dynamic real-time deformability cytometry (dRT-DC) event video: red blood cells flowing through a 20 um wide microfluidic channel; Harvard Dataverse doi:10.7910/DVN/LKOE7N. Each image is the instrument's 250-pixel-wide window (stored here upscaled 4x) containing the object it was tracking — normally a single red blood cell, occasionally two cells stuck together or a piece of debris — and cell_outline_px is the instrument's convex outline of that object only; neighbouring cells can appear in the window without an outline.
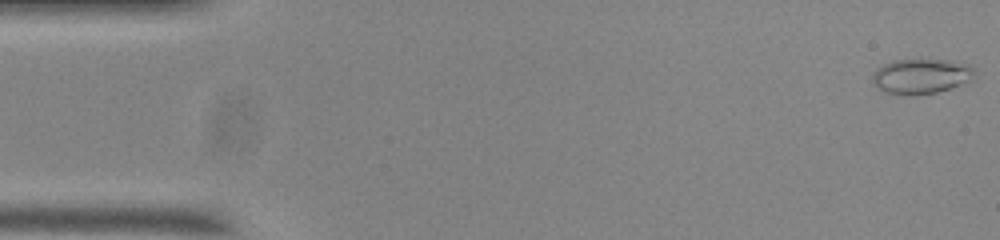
{"species": "common noctule bat (a hibernating species)", "species_latin": "Nyctalus noctula", "temperature_condition": "room temperature", "stored_images_in_passage": 54, "camera_frame_rate_fps": 3000, "um_per_image_px": 0.085, "animal": {"sex": "male", "body_mass_g": 20.0, "forearm_length_mm": 53.3}, "frame": {"image": 1, "passage_image": 1, "time_ms": 0.0, "image_size_px": [1000, 240], "cell_outline_px": [[972, 72], [968, 80], [960, 84], [936, 92], [908, 96], [900, 96], [884, 92], [872, 84], [872, 76], [876, 68], [892, 60], [948, 60], [968, 64], [972, 68]], "centroid_in_image_um": [78.17, 6.49], "position_along_channel_um": 6.8, "area_um2": 20.63}}
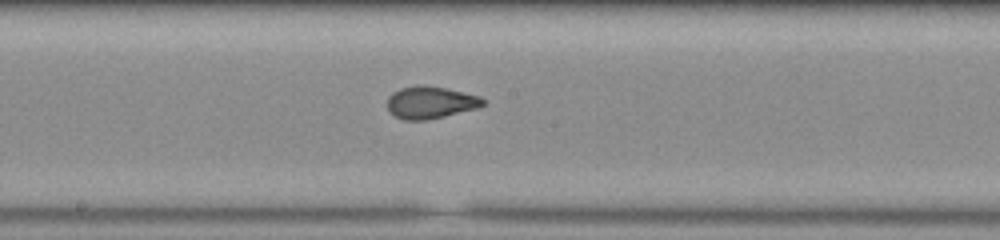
{"frame": {"image": 2, "passage_image": 28, "time_ms": 9.0, "image_size_px": [1000, 240], "cell_outline_px": [[484, 104], [480, 108], [428, 120], [404, 120], [388, 112], [388, 96], [392, 92], [400, 88], [420, 84], [448, 88], [480, 96], [484, 100]], "centroid_in_image_um": [36.6, 8.7], "position_along_channel_um": 211.6, "area_um2": 18.26}}
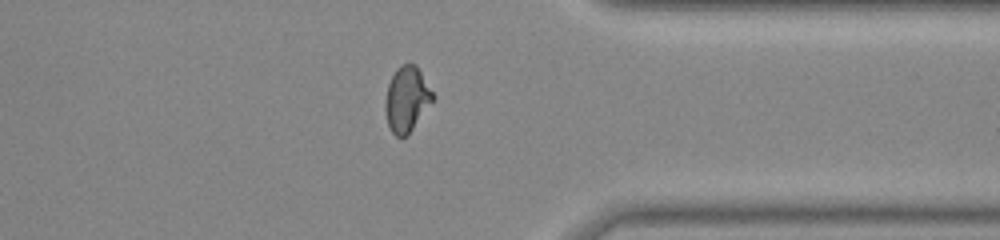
{"frame": {"image": 3, "passage_image": 42, "time_ms": 13.667, "image_size_px": [1000, 240], "cell_outline_px": [[432, 100], [412, 128], [404, 136], [396, 136], [392, 132], [388, 124], [384, 108], [384, 104], [388, 84], [396, 68], [400, 64], [416, 64], [432, 92]], "centroid_in_image_um": [34.52, 8.39], "position_along_channel_um": 376.9, "area_um2": 17.46}, "authors_computed_cell_mechanics": {"area_um2": 18.3804, "velocity_mm_per_s": 3.7365, "shape_relaxation_time_tau1_ms": 6.546, "shape_relaxation_time_tau2_ms": 0.6767, "deformation_change_tau1": 0.1811, "deformation_change_tau2": 0.0456}}